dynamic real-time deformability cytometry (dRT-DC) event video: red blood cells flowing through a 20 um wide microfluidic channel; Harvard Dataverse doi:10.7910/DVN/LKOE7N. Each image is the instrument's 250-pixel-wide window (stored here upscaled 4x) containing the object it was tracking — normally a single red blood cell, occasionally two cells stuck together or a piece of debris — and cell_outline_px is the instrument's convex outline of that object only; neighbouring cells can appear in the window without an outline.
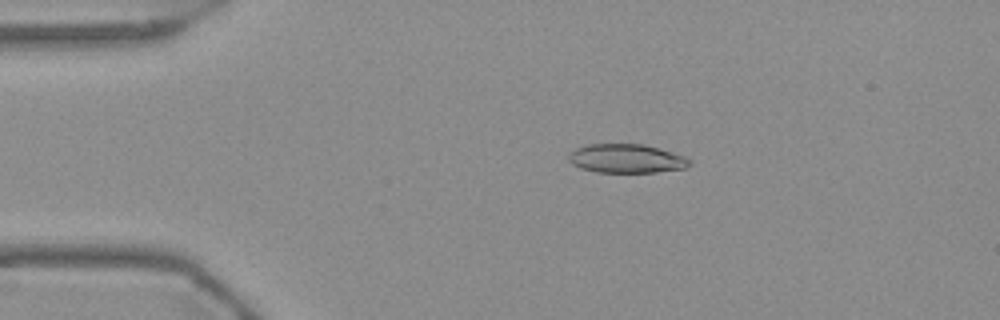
{"species": "Egyptian fruit bat (a non-hibernating species)", "species_latin": "Rousettus aegyptiacus", "temperature_condition": "warm", "stored_images_in_passage": 54, "camera_frame_rate_fps": 3000, "um_per_image_px": 0.085, "frame": {"image": 1, "passage_image": 10, "time_ms": 3.0, "image_size_px": [1000, 320], "cell_outline_px": [[692, 164], [688, 168], [656, 172], [596, 172], [580, 168], [572, 164], [568, 160], [568, 156], [576, 148], [588, 144], [644, 144], [684, 156], [692, 160]], "centroid_in_image_um": [53.27, 13.48], "position_along_channel_um": 31.7, "area_um2": 20.4}}
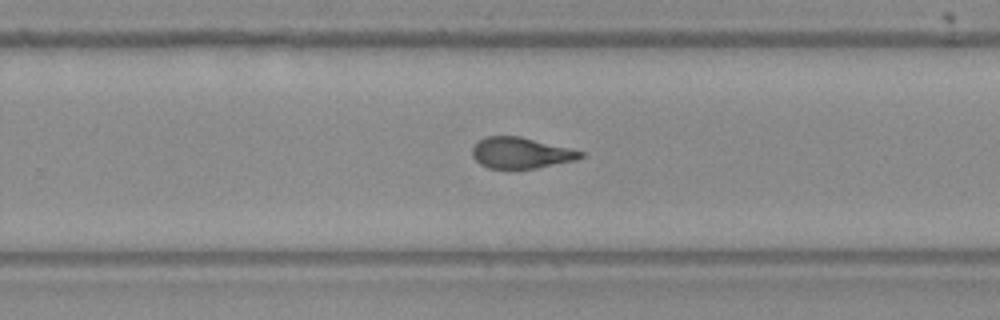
{"frame": {"image": 2, "passage_image": 34, "time_ms": 11.0, "image_size_px": [1000, 320], "cell_outline_px": [[584, 156], [576, 160], [536, 168], [488, 168], [480, 164], [472, 156], [472, 148], [484, 136], [520, 136], [584, 152]], "centroid_in_image_um": [44.26, 12.99], "position_along_channel_um": 285.5, "area_um2": 19.36}}
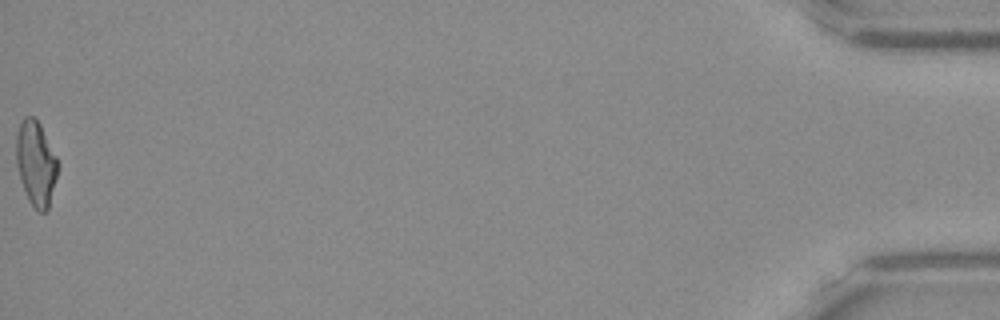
{"frame": {"image": 3, "passage_image": 54, "time_ms": 17.667, "image_size_px": [1000, 320], "cell_outline_px": [[60, 164], [48, 208], [44, 212], [40, 212], [28, 200], [20, 180], [16, 164], [16, 136], [20, 124], [24, 116], [36, 116]], "centroid_in_image_um": [3.05, 13.85], "position_along_channel_um": 432.1, "area_um2": 20.58}, "authors_computed_cell_mechanics": {"area_um2": 20.519, "velocity_mm_per_s": 3.7425, "shape_relaxation_time_tau1_ms": null, "shape_relaxation_time_tau2_ms": 2.0368, "deformation_change_tau1": null, "deformation_change_tau2": 0.1062}}